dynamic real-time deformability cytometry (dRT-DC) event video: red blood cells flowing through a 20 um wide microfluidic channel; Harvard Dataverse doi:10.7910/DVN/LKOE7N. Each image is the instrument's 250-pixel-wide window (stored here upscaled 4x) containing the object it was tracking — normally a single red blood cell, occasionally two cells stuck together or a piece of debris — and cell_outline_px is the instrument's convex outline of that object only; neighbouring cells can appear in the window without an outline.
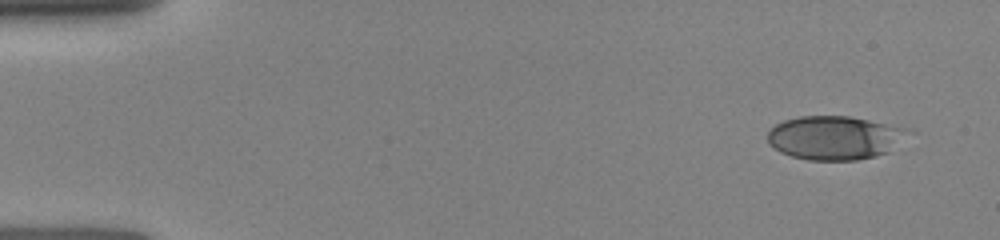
{"species": "human", "species_latin": "Homo sapiens", "temperature_condition": "room temperature", "stored_images_in_passage": 12, "camera_frame_rate_fps": 3000, "um_per_image_px": 0.085, "donor": {"sex": "female"}, "frame": {"image": 1, "passage_image": 1, "time_ms": 0.0, "image_size_px": [1000, 240], "cell_outline_px": [[916, 132], [888, 152], [876, 156], [856, 160], [808, 160], [792, 156], [780, 152], [768, 144], [768, 132], [776, 124], [784, 120], [800, 116], [848, 116], [912, 128]], "centroid_in_image_um": [71.04, 11.7], "position_along_channel_um": 14.0, "area_um2": 36.36}}
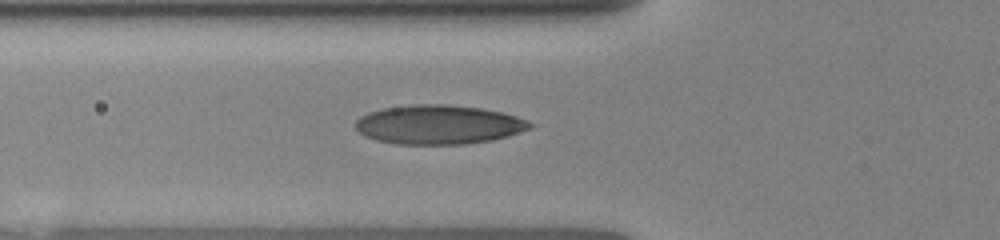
{"frame": {"image": 2, "passage_image": 9, "time_ms": 4.667, "image_size_px": [1000, 240], "cell_outline_px": [[536, 124], [532, 128], [508, 136], [492, 140], [464, 144], [396, 144], [376, 140], [364, 136], [356, 128], [356, 120], [360, 116], [368, 112], [384, 108], [416, 104], [448, 104], [480, 108], [500, 112], [516, 116], [528, 120]], "centroid_in_image_um": [37.3, 10.59], "position_along_channel_um": 88.5, "area_um2": 39.94}}
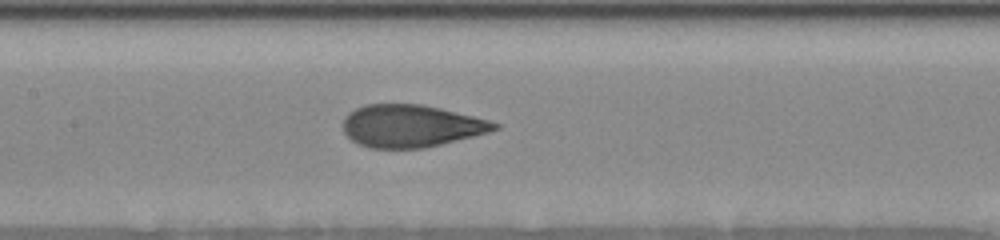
{"frame": {"image": 3, "passage_image": 12, "time_ms": 6.667, "image_size_px": [1000, 240], "cell_outline_px": [[500, 128], [488, 132], [424, 148], [368, 148], [352, 140], [344, 132], [344, 116], [348, 112], [364, 104], [420, 104], [440, 108], [488, 120], [500, 124]], "centroid_in_image_um": [34.91, 10.7], "position_along_channel_um": 172.5, "area_um2": 37.11}}